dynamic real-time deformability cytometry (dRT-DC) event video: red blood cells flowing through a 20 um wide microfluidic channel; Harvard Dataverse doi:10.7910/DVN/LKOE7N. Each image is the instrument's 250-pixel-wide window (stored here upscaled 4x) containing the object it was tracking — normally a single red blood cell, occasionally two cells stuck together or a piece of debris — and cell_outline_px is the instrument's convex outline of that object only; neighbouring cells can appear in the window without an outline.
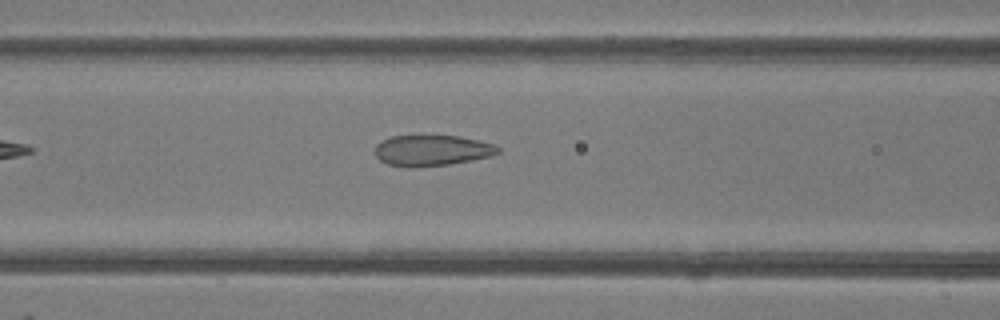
{"species": "common noctule bat (a hibernating species)", "species_latin": "Nyctalus noctula", "temperature_condition": "room temperature", "stored_images_in_passage": 4, "camera_frame_rate_fps": 3000, "um_per_image_px": 0.085, "animal": {"sex": "female"}, "frame": {"image": 1, "passage_image": 4, "time_ms": 3.333, "image_size_px": [1000, 320], "cell_outline_px": [[500, 152], [492, 156], [472, 160], [448, 164], [388, 164], [380, 160], [372, 152], [376, 144], [380, 140], [392, 136], [456, 136], [476, 140], [492, 144], [500, 148]], "centroid_in_image_um": [36.7, 12.74], "position_along_channel_um": 129.9, "area_um2": 21.27}}